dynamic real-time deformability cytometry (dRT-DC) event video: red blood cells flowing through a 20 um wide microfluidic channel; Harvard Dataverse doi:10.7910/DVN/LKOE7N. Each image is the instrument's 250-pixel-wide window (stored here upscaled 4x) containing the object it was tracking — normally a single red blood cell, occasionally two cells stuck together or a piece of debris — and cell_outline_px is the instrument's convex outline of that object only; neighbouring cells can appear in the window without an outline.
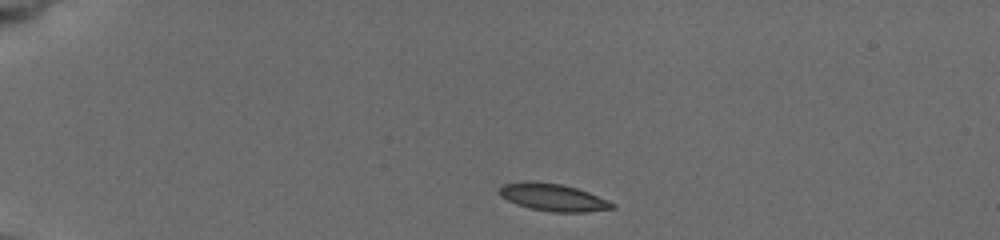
{"species": "common noctule bat (a hibernating species)", "species_latin": "Nyctalus noctula", "temperature_condition": "cold", "stored_images_in_passage": 4, "camera_frame_rate_fps": 3000, "um_per_image_px": 0.085, "animal": {"sex": "female", "body_mass_g": 19.5, "forearm_length_mm": 54.1}, "frame": {"image": 1, "passage_image": 1, "time_ms": 0.0, "image_size_px": [1000, 240], "cell_outline_px": [[616, 208], [584, 212], [548, 212], [516, 204], [500, 196], [500, 188], [504, 184], [524, 180], [532, 180], [560, 184], [576, 188], [588, 192], [608, 200], [616, 204]], "centroid_in_image_um": [47.02, 16.77], "position_along_channel_um": 38.0, "area_um2": 18.03}}
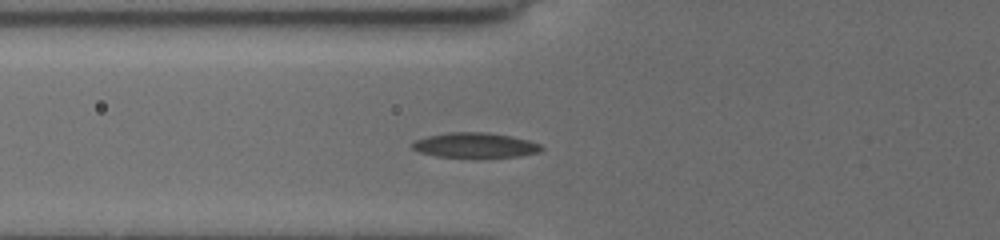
{"frame": {"image": 2, "passage_image": 4, "time_ms": 3.0, "image_size_px": [1000, 240], "cell_outline_px": [[544, 148], [540, 152], [520, 156], [436, 156], [420, 152], [412, 148], [412, 144], [416, 140], [428, 136], [448, 132], [488, 132], [512, 136], [528, 140], [540, 144]], "centroid_in_image_um": [40.42, 12.32], "position_along_channel_um": 85.4, "area_um2": 18.44}}